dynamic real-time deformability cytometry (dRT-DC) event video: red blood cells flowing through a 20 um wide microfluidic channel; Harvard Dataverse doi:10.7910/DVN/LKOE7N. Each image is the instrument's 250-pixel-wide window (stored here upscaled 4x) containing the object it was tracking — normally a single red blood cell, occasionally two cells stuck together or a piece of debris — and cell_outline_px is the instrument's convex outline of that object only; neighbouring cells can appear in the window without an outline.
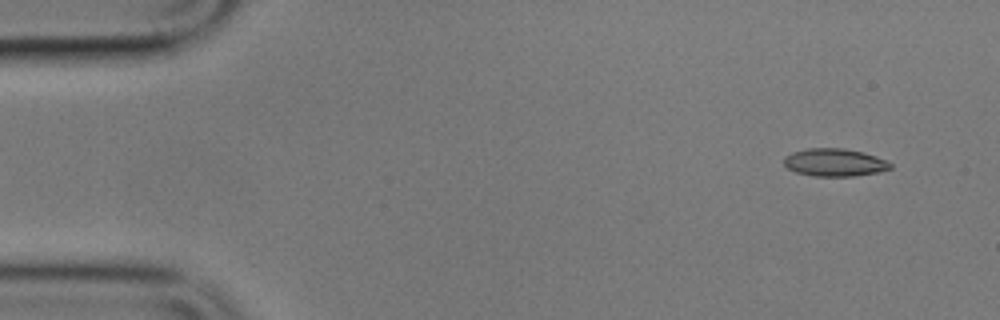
{"species": "common noctule bat (a hibernating species)", "species_latin": "Nyctalus noctula", "temperature_condition": "cold", "stored_images_in_passage": 9, "camera_frame_rate_fps": 3000, "um_per_image_px": 0.085, "animal": {"sex": "male", "body_mass_g": 17.9}, "frame": {"image": 1, "passage_image": 1, "time_ms": 0.0, "image_size_px": [1000, 320], "cell_outline_px": [[892, 168], [876, 172], [856, 176], [812, 176], [796, 172], [788, 168], [784, 164], [784, 156], [792, 152], [808, 148], [844, 148], [864, 152], [876, 156], [892, 164]], "centroid_in_image_um": [70.92, 13.8], "position_along_channel_um": 14.1, "area_um2": 17.22}}
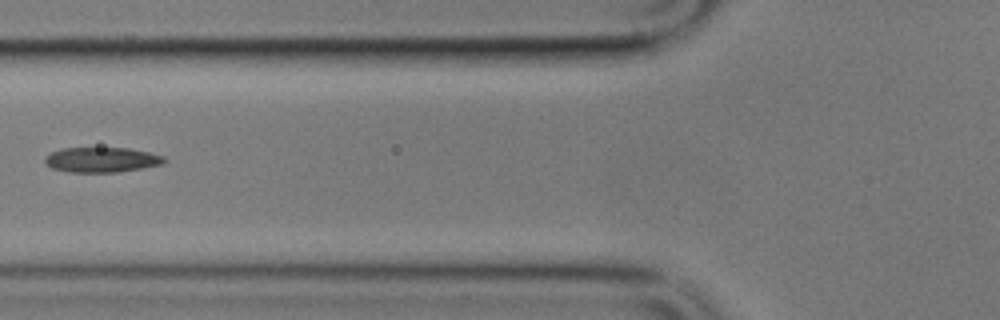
{"frame": {"image": 2, "passage_image": 6, "time_ms": 6.0, "image_size_px": [1000, 320], "cell_outline_px": [[164, 164], [116, 172], [68, 172], [52, 168], [44, 160], [44, 156], [52, 152], [64, 148], [128, 148], [148, 152], [164, 156]], "centroid_in_image_um": [8.62, 13.58], "position_along_channel_um": 117.2, "area_um2": 17.22}}
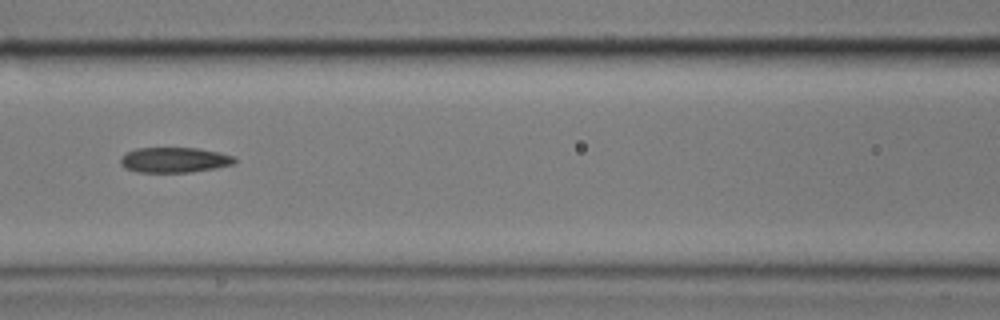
{"frame": {"image": 3, "passage_image": 7, "time_ms": 7.0, "image_size_px": [1000, 320], "cell_outline_px": [[236, 160], [232, 164], [216, 168], [192, 172], [136, 172], [124, 168], [120, 164], [120, 156], [136, 148], [200, 148], [220, 152], [236, 156]], "centroid_in_image_um": [14.82, 13.59], "position_along_channel_um": 151.8, "area_um2": 16.99}}